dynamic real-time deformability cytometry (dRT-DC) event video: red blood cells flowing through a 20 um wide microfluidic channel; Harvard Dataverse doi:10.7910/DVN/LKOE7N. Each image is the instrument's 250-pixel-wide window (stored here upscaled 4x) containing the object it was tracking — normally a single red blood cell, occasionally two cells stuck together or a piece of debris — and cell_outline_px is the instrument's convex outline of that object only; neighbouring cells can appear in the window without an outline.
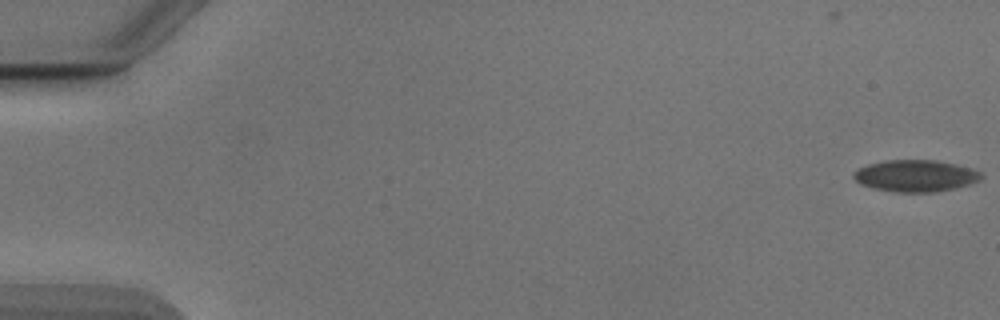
{"species": "Egyptian fruit bat (a non-hibernating species)", "species_latin": "Rousettus aegyptiacus", "temperature_condition": "cold", "stored_images_in_passage": 54, "camera_frame_rate_fps": 3000, "um_per_image_px": 0.085, "animal": {"sex": "male"}, "frame": {"image": 1, "passage_image": 1, "time_ms": 0.0, "image_size_px": [1000, 320], "cell_outline_px": [[984, 176], [980, 180], [968, 184], [936, 192], [896, 192], [876, 188], [860, 184], [852, 176], [852, 172], [868, 164], [888, 160], [936, 160], [956, 164], [980, 172]], "centroid_in_image_um": [77.8, 14.94], "position_along_channel_um": 7.2, "area_um2": 23.35}}
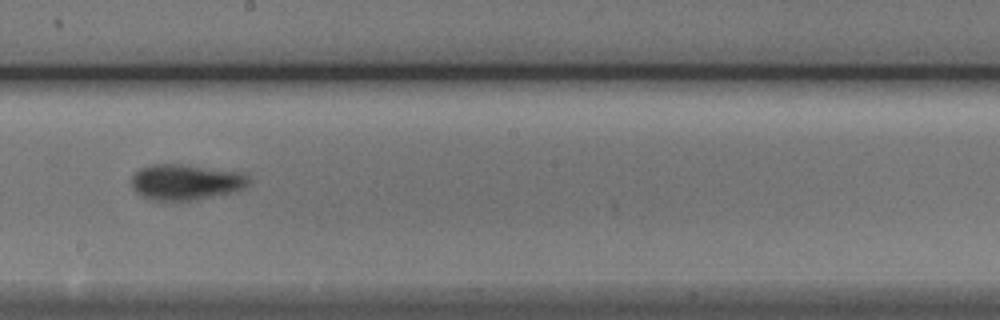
{"frame": {"image": 2, "passage_image": 31, "time_ms": 10.0, "image_size_px": [1000, 320], "cell_outline_px": [[248, 184], [244, 188], [236, 192], [196, 200], [152, 200], [136, 192], [132, 188], [132, 176], [140, 168], [152, 164], [180, 164], [240, 172], [248, 176]], "centroid_in_image_um": [15.8, 15.48], "position_along_channel_um": 232.4, "area_um2": 24.33}}
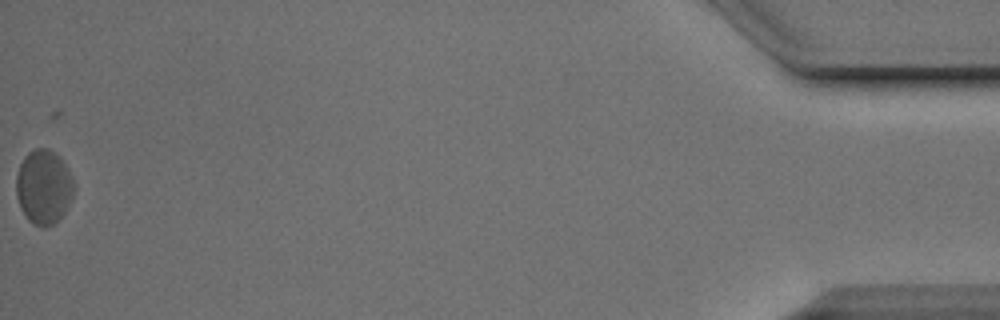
{"frame": {"image": 3, "passage_image": 54, "time_ms": 17.667, "image_size_px": [1000, 320], "cell_outline_px": [[76, 188], [64, 212], [52, 224], [44, 228], [32, 224], [28, 220], [20, 208], [16, 196], [16, 176], [20, 164], [24, 156], [28, 152], [36, 148], [48, 148], [68, 168], [72, 176]], "centroid_in_image_um": [3.7, 15.9], "position_along_channel_um": 431.5, "area_um2": 24.97}, "authors_computed_cell_mechanics": {"area_um2": 23.4668, "velocity_mm_per_s": 3.865, "shape_relaxation_time_tau1_ms": 2.229, "shape_relaxation_time_tau2_ms": 9.9871, "deformation_change_tau1": 0.0847, "deformation_change_tau2": 0.1555}}